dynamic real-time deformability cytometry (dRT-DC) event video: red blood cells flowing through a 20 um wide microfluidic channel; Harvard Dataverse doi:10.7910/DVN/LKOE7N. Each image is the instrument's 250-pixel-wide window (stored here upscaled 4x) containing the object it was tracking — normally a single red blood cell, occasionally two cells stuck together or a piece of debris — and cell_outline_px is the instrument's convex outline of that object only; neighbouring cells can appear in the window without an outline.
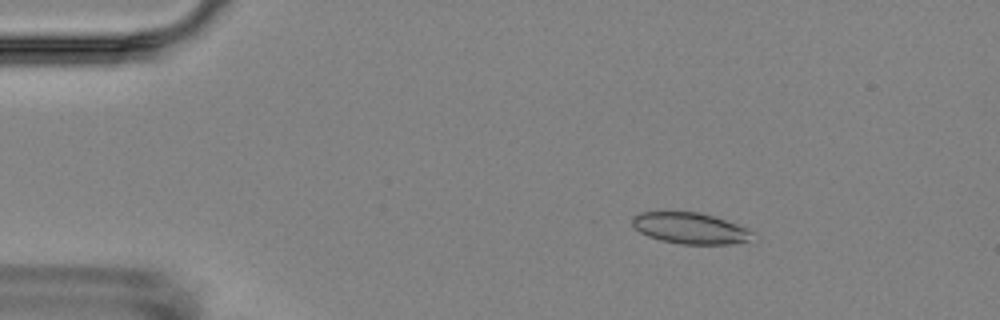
{"species": "Egyptian fruit bat (a non-hibernating species)", "species_latin": "Rousettus aegyptiacus", "temperature_condition": "room temperature", "stored_images_in_passage": 5, "camera_frame_rate_fps": 3000, "um_per_image_px": 0.085, "animal": {"sex": "female"}, "frame": {"image": 1, "passage_image": 3, "time_ms": 2.333, "image_size_px": [1000, 320], "cell_outline_px": [[752, 232], [748, 240], [732, 244], [680, 244], [660, 240], [648, 236], [640, 232], [632, 224], [632, 216], [640, 212], [700, 212], [748, 228]], "centroid_in_image_um": [58.61, 19.4], "position_along_channel_um": 26.4, "area_um2": 21.56}}